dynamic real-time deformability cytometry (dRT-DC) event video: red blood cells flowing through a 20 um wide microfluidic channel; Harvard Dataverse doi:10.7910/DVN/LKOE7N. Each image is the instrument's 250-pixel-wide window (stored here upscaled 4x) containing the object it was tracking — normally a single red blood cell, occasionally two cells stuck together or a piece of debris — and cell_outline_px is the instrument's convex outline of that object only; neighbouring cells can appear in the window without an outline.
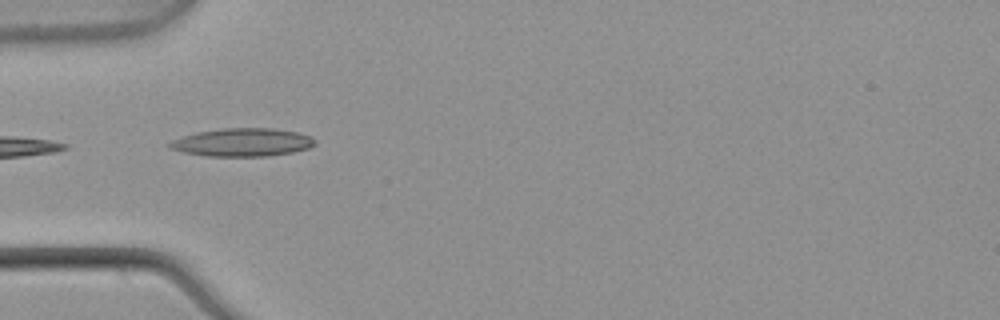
{"species": "common noctule bat (a hibernating species)", "species_latin": "Nyctalus noctula", "temperature_condition": "warm", "stored_images_in_passage": 7, "camera_frame_rate_fps": 3000, "um_per_image_px": 0.085, "animal": {"sex": "male", "body_mass_g": 21.5, "forearm_length_mm": 52.0}, "frame": {"image": 1, "passage_image": 5, "time_ms": 1.333, "image_size_px": [1000, 320], "cell_outline_px": [[316, 144], [308, 148], [292, 152], [268, 156], [208, 156], [184, 152], [168, 148], [168, 144], [172, 140], [196, 132], [224, 128], [272, 128], [300, 132], [312, 136], [316, 140]], "centroid_in_image_um": [20.64, 12.09], "position_along_channel_um": 64.4, "area_um2": 23.87}}
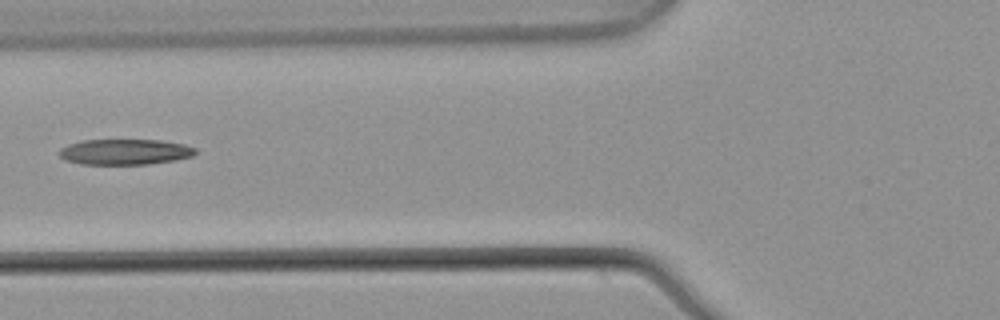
{"frame": {"image": 2, "passage_image": 6, "time_ms": 1.667, "image_size_px": [1000, 320], "cell_outline_px": [[196, 152], [192, 156], [172, 160], [148, 164], [80, 164], [68, 160], [60, 156], [56, 152], [60, 148], [68, 144], [84, 140], [160, 140], [184, 144], [196, 148]], "centroid_in_image_um": [10.59, 12.9], "position_along_channel_um": 115.2, "area_um2": 20.23}}
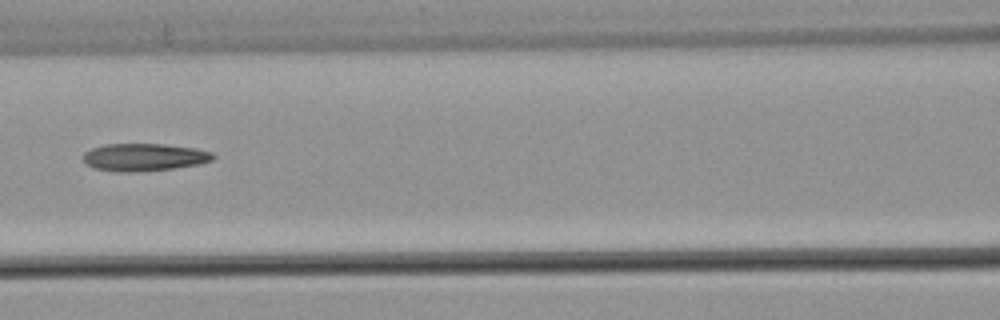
{"frame": {"image": 3, "passage_image": 7, "time_ms": 2.0, "image_size_px": [1000, 320], "cell_outline_px": [[216, 156], [212, 160], [200, 164], [172, 168], [132, 172], [120, 172], [96, 168], [84, 164], [84, 152], [92, 148], [104, 144], [164, 144], [196, 148], [212, 152]], "centroid_in_image_um": [12.26, 13.35], "position_along_channel_um": 154.3, "area_um2": 20.81}}